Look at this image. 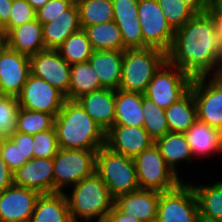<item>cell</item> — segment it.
<instances>
[{
  "label": "cell",
  "instance_id": "cell-1",
  "mask_svg": "<svg viewBox=\"0 0 222 222\" xmlns=\"http://www.w3.org/2000/svg\"><path fill=\"white\" fill-rule=\"evenodd\" d=\"M222 42L208 12L195 14L175 30L167 61L192 78L219 76Z\"/></svg>",
  "mask_w": 222,
  "mask_h": 222
},
{
  "label": "cell",
  "instance_id": "cell-2",
  "mask_svg": "<svg viewBox=\"0 0 222 222\" xmlns=\"http://www.w3.org/2000/svg\"><path fill=\"white\" fill-rule=\"evenodd\" d=\"M54 128L59 148L98 150L105 145V132L77 100H65Z\"/></svg>",
  "mask_w": 222,
  "mask_h": 222
},
{
  "label": "cell",
  "instance_id": "cell-3",
  "mask_svg": "<svg viewBox=\"0 0 222 222\" xmlns=\"http://www.w3.org/2000/svg\"><path fill=\"white\" fill-rule=\"evenodd\" d=\"M68 189L69 194L66 189L64 194L72 222H105L114 207L115 198L96 173Z\"/></svg>",
  "mask_w": 222,
  "mask_h": 222
},
{
  "label": "cell",
  "instance_id": "cell-4",
  "mask_svg": "<svg viewBox=\"0 0 222 222\" xmlns=\"http://www.w3.org/2000/svg\"><path fill=\"white\" fill-rule=\"evenodd\" d=\"M167 61V53L155 47L123 51L120 90L144 94L151 79Z\"/></svg>",
  "mask_w": 222,
  "mask_h": 222
},
{
  "label": "cell",
  "instance_id": "cell-5",
  "mask_svg": "<svg viewBox=\"0 0 222 222\" xmlns=\"http://www.w3.org/2000/svg\"><path fill=\"white\" fill-rule=\"evenodd\" d=\"M95 173L114 198L140 188L133 158L116 153L105 145L96 152Z\"/></svg>",
  "mask_w": 222,
  "mask_h": 222
},
{
  "label": "cell",
  "instance_id": "cell-6",
  "mask_svg": "<svg viewBox=\"0 0 222 222\" xmlns=\"http://www.w3.org/2000/svg\"><path fill=\"white\" fill-rule=\"evenodd\" d=\"M98 150L59 148L53 157V193L64 192L95 173Z\"/></svg>",
  "mask_w": 222,
  "mask_h": 222
},
{
  "label": "cell",
  "instance_id": "cell-7",
  "mask_svg": "<svg viewBox=\"0 0 222 222\" xmlns=\"http://www.w3.org/2000/svg\"><path fill=\"white\" fill-rule=\"evenodd\" d=\"M133 161L140 189L169 191L184 181L167 165L155 143Z\"/></svg>",
  "mask_w": 222,
  "mask_h": 222
},
{
  "label": "cell",
  "instance_id": "cell-8",
  "mask_svg": "<svg viewBox=\"0 0 222 222\" xmlns=\"http://www.w3.org/2000/svg\"><path fill=\"white\" fill-rule=\"evenodd\" d=\"M156 222H201L198 202L190 183L160 192Z\"/></svg>",
  "mask_w": 222,
  "mask_h": 222
},
{
  "label": "cell",
  "instance_id": "cell-9",
  "mask_svg": "<svg viewBox=\"0 0 222 222\" xmlns=\"http://www.w3.org/2000/svg\"><path fill=\"white\" fill-rule=\"evenodd\" d=\"M192 77L166 61L151 79L144 96L161 108H168L189 89Z\"/></svg>",
  "mask_w": 222,
  "mask_h": 222
},
{
  "label": "cell",
  "instance_id": "cell-10",
  "mask_svg": "<svg viewBox=\"0 0 222 222\" xmlns=\"http://www.w3.org/2000/svg\"><path fill=\"white\" fill-rule=\"evenodd\" d=\"M138 19L143 35V48L155 47L168 52L175 30L167 22L157 0H139Z\"/></svg>",
  "mask_w": 222,
  "mask_h": 222
},
{
  "label": "cell",
  "instance_id": "cell-11",
  "mask_svg": "<svg viewBox=\"0 0 222 222\" xmlns=\"http://www.w3.org/2000/svg\"><path fill=\"white\" fill-rule=\"evenodd\" d=\"M190 89L197 107V119L222 131V76L195 77Z\"/></svg>",
  "mask_w": 222,
  "mask_h": 222
},
{
  "label": "cell",
  "instance_id": "cell-12",
  "mask_svg": "<svg viewBox=\"0 0 222 222\" xmlns=\"http://www.w3.org/2000/svg\"><path fill=\"white\" fill-rule=\"evenodd\" d=\"M17 99L23 109L45 112L56 117L66 97L44 79L30 73Z\"/></svg>",
  "mask_w": 222,
  "mask_h": 222
},
{
  "label": "cell",
  "instance_id": "cell-13",
  "mask_svg": "<svg viewBox=\"0 0 222 222\" xmlns=\"http://www.w3.org/2000/svg\"><path fill=\"white\" fill-rule=\"evenodd\" d=\"M31 74L44 79L68 99L71 65L57 49H45L29 56Z\"/></svg>",
  "mask_w": 222,
  "mask_h": 222
},
{
  "label": "cell",
  "instance_id": "cell-14",
  "mask_svg": "<svg viewBox=\"0 0 222 222\" xmlns=\"http://www.w3.org/2000/svg\"><path fill=\"white\" fill-rule=\"evenodd\" d=\"M30 73L29 56L4 43L0 48V95L18 97Z\"/></svg>",
  "mask_w": 222,
  "mask_h": 222
},
{
  "label": "cell",
  "instance_id": "cell-15",
  "mask_svg": "<svg viewBox=\"0 0 222 222\" xmlns=\"http://www.w3.org/2000/svg\"><path fill=\"white\" fill-rule=\"evenodd\" d=\"M40 193L12 185L0 192V222H30Z\"/></svg>",
  "mask_w": 222,
  "mask_h": 222
},
{
  "label": "cell",
  "instance_id": "cell-16",
  "mask_svg": "<svg viewBox=\"0 0 222 222\" xmlns=\"http://www.w3.org/2000/svg\"><path fill=\"white\" fill-rule=\"evenodd\" d=\"M154 144L143 126L113 125L105 133V146L110 150L134 158Z\"/></svg>",
  "mask_w": 222,
  "mask_h": 222
},
{
  "label": "cell",
  "instance_id": "cell-17",
  "mask_svg": "<svg viewBox=\"0 0 222 222\" xmlns=\"http://www.w3.org/2000/svg\"><path fill=\"white\" fill-rule=\"evenodd\" d=\"M53 158H32L13 173L14 185L40 194L53 193Z\"/></svg>",
  "mask_w": 222,
  "mask_h": 222
},
{
  "label": "cell",
  "instance_id": "cell-18",
  "mask_svg": "<svg viewBox=\"0 0 222 222\" xmlns=\"http://www.w3.org/2000/svg\"><path fill=\"white\" fill-rule=\"evenodd\" d=\"M160 191L138 189L115 198L114 205L123 213L131 215L141 222H154L157 217V207Z\"/></svg>",
  "mask_w": 222,
  "mask_h": 222
},
{
  "label": "cell",
  "instance_id": "cell-19",
  "mask_svg": "<svg viewBox=\"0 0 222 222\" xmlns=\"http://www.w3.org/2000/svg\"><path fill=\"white\" fill-rule=\"evenodd\" d=\"M193 157L205 159L222 155V131L196 120L184 133Z\"/></svg>",
  "mask_w": 222,
  "mask_h": 222
},
{
  "label": "cell",
  "instance_id": "cell-20",
  "mask_svg": "<svg viewBox=\"0 0 222 222\" xmlns=\"http://www.w3.org/2000/svg\"><path fill=\"white\" fill-rule=\"evenodd\" d=\"M83 109L106 133L115 121V90L103 88L77 99Z\"/></svg>",
  "mask_w": 222,
  "mask_h": 222
},
{
  "label": "cell",
  "instance_id": "cell-21",
  "mask_svg": "<svg viewBox=\"0 0 222 222\" xmlns=\"http://www.w3.org/2000/svg\"><path fill=\"white\" fill-rule=\"evenodd\" d=\"M4 43L11 49L28 56L45 50L41 22L35 18L12 28L4 36Z\"/></svg>",
  "mask_w": 222,
  "mask_h": 222
},
{
  "label": "cell",
  "instance_id": "cell-22",
  "mask_svg": "<svg viewBox=\"0 0 222 222\" xmlns=\"http://www.w3.org/2000/svg\"><path fill=\"white\" fill-rule=\"evenodd\" d=\"M80 29L79 10L75 3L56 19L42 25L45 49H57L70 35Z\"/></svg>",
  "mask_w": 222,
  "mask_h": 222
},
{
  "label": "cell",
  "instance_id": "cell-23",
  "mask_svg": "<svg viewBox=\"0 0 222 222\" xmlns=\"http://www.w3.org/2000/svg\"><path fill=\"white\" fill-rule=\"evenodd\" d=\"M123 51L93 50L89 63L96 71L103 88L118 90L122 75Z\"/></svg>",
  "mask_w": 222,
  "mask_h": 222
},
{
  "label": "cell",
  "instance_id": "cell-24",
  "mask_svg": "<svg viewBox=\"0 0 222 222\" xmlns=\"http://www.w3.org/2000/svg\"><path fill=\"white\" fill-rule=\"evenodd\" d=\"M154 143L164 161L179 177H181L180 171L177 169L180 162H187L188 165L195 162L184 133L168 132L163 137L156 139Z\"/></svg>",
  "mask_w": 222,
  "mask_h": 222
},
{
  "label": "cell",
  "instance_id": "cell-25",
  "mask_svg": "<svg viewBox=\"0 0 222 222\" xmlns=\"http://www.w3.org/2000/svg\"><path fill=\"white\" fill-rule=\"evenodd\" d=\"M221 179L208 185L190 183L197 198L201 222H222Z\"/></svg>",
  "mask_w": 222,
  "mask_h": 222
},
{
  "label": "cell",
  "instance_id": "cell-26",
  "mask_svg": "<svg viewBox=\"0 0 222 222\" xmlns=\"http://www.w3.org/2000/svg\"><path fill=\"white\" fill-rule=\"evenodd\" d=\"M30 222H72L64 192L40 194Z\"/></svg>",
  "mask_w": 222,
  "mask_h": 222
},
{
  "label": "cell",
  "instance_id": "cell-27",
  "mask_svg": "<svg viewBox=\"0 0 222 222\" xmlns=\"http://www.w3.org/2000/svg\"><path fill=\"white\" fill-rule=\"evenodd\" d=\"M142 93L115 90L114 125L143 126Z\"/></svg>",
  "mask_w": 222,
  "mask_h": 222
},
{
  "label": "cell",
  "instance_id": "cell-28",
  "mask_svg": "<svg viewBox=\"0 0 222 222\" xmlns=\"http://www.w3.org/2000/svg\"><path fill=\"white\" fill-rule=\"evenodd\" d=\"M169 132L185 133L197 120V107L189 89L180 99L165 109Z\"/></svg>",
  "mask_w": 222,
  "mask_h": 222
},
{
  "label": "cell",
  "instance_id": "cell-29",
  "mask_svg": "<svg viewBox=\"0 0 222 222\" xmlns=\"http://www.w3.org/2000/svg\"><path fill=\"white\" fill-rule=\"evenodd\" d=\"M93 50L124 51L120 29L114 21L87 26L83 29Z\"/></svg>",
  "mask_w": 222,
  "mask_h": 222
},
{
  "label": "cell",
  "instance_id": "cell-30",
  "mask_svg": "<svg viewBox=\"0 0 222 222\" xmlns=\"http://www.w3.org/2000/svg\"><path fill=\"white\" fill-rule=\"evenodd\" d=\"M103 89L99 77L88 62L71 65L68 100H77L81 96Z\"/></svg>",
  "mask_w": 222,
  "mask_h": 222
},
{
  "label": "cell",
  "instance_id": "cell-31",
  "mask_svg": "<svg viewBox=\"0 0 222 222\" xmlns=\"http://www.w3.org/2000/svg\"><path fill=\"white\" fill-rule=\"evenodd\" d=\"M81 29L114 19L112 0H77Z\"/></svg>",
  "mask_w": 222,
  "mask_h": 222
},
{
  "label": "cell",
  "instance_id": "cell-32",
  "mask_svg": "<svg viewBox=\"0 0 222 222\" xmlns=\"http://www.w3.org/2000/svg\"><path fill=\"white\" fill-rule=\"evenodd\" d=\"M57 50L69 65L88 62L93 52L87 34L83 29L70 35Z\"/></svg>",
  "mask_w": 222,
  "mask_h": 222
},
{
  "label": "cell",
  "instance_id": "cell-33",
  "mask_svg": "<svg viewBox=\"0 0 222 222\" xmlns=\"http://www.w3.org/2000/svg\"><path fill=\"white\" fill-rule=\"evenodd\" d=\"M55 117L52 114L19 108L16 132L35 135L54 127Z\"/></svg>",
  "mask_w": 222,
  "mask_h": 222
},
{
  "label": "cell",
  "instance_id": "cell-34",
  "mask_svg": "<svg viewBox=\"0 0 222 222\" xmlns=\"http://www.w3.org/2000/svg\"><path fill=\"white\" fill-rule=\"evenodd\" d=\"M142 111L144 116L143 128L154 141L169 132L165 109L157 106L152 100L144 95Z\"/></svg>",
  "mask_w": 222,
  "mask_h": 222
},
{
  "label": "cell",
  "instance_id": "cell-35",
  "mask_svg": "<svg viewBox=\"0 0 222 222\" xmlns=\"http://www.w3.org/2000/svg\"><path fill=\"white\" fill-rule=\"evenodd\" d=\"M19 108L17 97L0 95V140L10 139L16 132Z\"/></svg>",
  "mask_w": 222,
  "mask_h": 222
},
{
  "label": "cell",
  "instance_id": "cell-36",
  "mask_svg": "<svg viewBox=\"0 0 222 222\" xmlns=\"http://www.w3.org/2000/svg\"><path fill=\"white\" fill-rule=\"evenodd\" d=\"M167 22L176 30L189 21L195 13L181 0H157Z\"/></svg>",
  "mask_w": 222,
  "mask_h": 222
},
{
  "label": "cell",
  "instance_id": "cell-37",
  "mask_svg": "<svg viewBox=\"0 0 222 222\" xmlns=\"http://www.w3.org/2000/svg\"><path fill=\"white\" fill-rule=\"evenodd\" d=\"M32 147L34 158H53L59 150L55 128L33 135Z\"/></svg>",
  "mask_w": 222,
  "mask_h": 222
},
{
  "label": "cell",
  "instance_id": "cell-38",
  "mask_svg": "<svg viewBox=\"0 0 222 222\" xmlns=\"http://www.w3.org/2000/svg\"><path fill=\"white\" fill-rule=\"evenodd\" d=\"M36 18V11L26 0H13L9 23L3 28L5 36L12 28Z\"/></svg>",
  "mask_w": 222,
  "mask_h": 222
},
{
  "label": "cell",
  "instance_id": "cell-39",
  "mask_svg": "<svg viewBox=\"0 0 222 222\" xmlns=\"http://www.w3.org/2000/svg\"><path fill=\"white\" fill-rule=\"evenodd\" d=\"M75 3V0H49L36 11V18L43 25L56 19L61 13L70 9Z\"/></svg>",
  "mask_w": 222,
  "mask_h": 222
},
{
  "label": "cell",
  "instance_id": "cell-40",
  "mask_svg": "<svg viewBox=\"0 0 222 222\" xmlns=\"http://www.w3.org/2000/svg\"><path fill=\"white\" fill-rule=\"evenodd\" d=\"M139 0H112L115 23L139 22Z\"/></svg>",
  "mask_w": 222,
  "mask_h": 222
},
{
  "label": "cell",
  "instance_id": "cell-41",
  "mask_svg": "<svg viewBox=\"0 0 222 222\" xmlns=\"http://www.w3.org/2000/svg\"><path fill=\"white\" fill-rule=\"evenodd\" d=\"M0 156L13 173L27 162L19 146L10 139L0 140Z\"/></svg>",
  "mask_w": 222,
  "mask_h": 222
},
{
  "label": "cell",
  "instance_id": "cell-42",
  "mask_svg": "<svg viewBox=\"0 0 222 222\" xmlns=\"http://www.w3.org/2000/svg\"><path fill=\"white\" fill-rule=\"evenodd\" d=\"M126 49L143 48V35L139 22L116 23Z\"/></svg>",
  "mask_w": 222,
  "mask_h": 222
},
{
  "label": "cell",
  "instance_id": "cell-43",
  "mask_svg": "<svg viewBox=\"0 0 222 222\" xmlns=\"http://www.w3.org/2000/svg\"><path fill=\"white\" fill-rule=\"evenodd\" d=\"M10 140L16 145L19 146L21 151L23 152V157L26 158V160H30L33 157V135L24 134L20 132H15Z\"/></svg>",
  "mask_w": 222,
  "mask_h": 222
},
{
  "label": "cell",
  "instance_id": "cell-44",
  "mask_svg": "<svg viewBox=\"0 0 222 222\" xmlns=\"http://www.w3.org/2000/svg\"><path fill=\"white\" fill-rule=\"evenodd\" d=\"M207 12L214 21L216 34L222 42V8L218 7L212 0H210Z\"/></svg>",
  "mask_w": 222,
  "mask_h": 222
},
{
  "label": "cell",
  "instance_id": "cell-45",
  "mask_svg": "<svg viewBox=\"0 0 222 222\" xmlns=\"http://www.w3.org/2000/svg\"><path fill=\"white\" fill-rule=\"evenodd\" d=\"M14 184L13 172L0 156V192Z\"/></svg>",
  "mask_w": 222,
  "mask_h": 222
},
{
  "label": "cell",
  "instance_id": "cell-46",
  "mask_svg": "<svg viewBox=\"0 0 222 222\" xmlns=\"http://www.w3.org/2000/svg\"><path fill=\"white\" fill-rule=\"evenodd\" d=\"M105 222H141L140 220L121 212L115 205L108 213Z\"/></svg>",
  "mask_w": 222,
  "mask_h": 222
},
{
  "label": "cell",
  "instance_id": "cell-47",
  "mask_svg": "<svg viewBox=\"0 0 222 222\" xmlns=\"http://www.w3.org/2000/svg\"><path fill=\"white\" fill-rule=\"evenodd\" d=\"M13 0H0V27L3 29L10 19Z\"/></svg>",
  "mask_w": 222,
  "mask_h": 222
},
{
  "label": "cell",
  "instance_id": "cell-48",
  "mask_svg": "<svg viewBox=\"0 0 222 222\" xmlns=\"http://www.w3.org/2000/svg\"><path fill=\"white\" fill-rule=\"evenodd\" d=\"M185 2L186 6L190 8L195 14H204L207 12V7L210 0H181Z\"/></svg>",
  "mask_w": 222,
  "mask_h": 222
},
{
  "label": "cell",
  "instance_id": "cell-49",
  "mask_svg": "<svg viewBox=\"0 0 222 222\" xmlns=\"http://www.w3.org/2000/svg\"><path fill=\"white\" fill-rule=\"evenodd\" d=\"M35 11L39 10L49 0H26Z\"/></svg>",
  "mask_w": 222,
  "mask_h": 222
},
{
  "label": "cell",
  "instance_id": "cell-50",
  "mask_svg": "<svg viewBox=\"0 0 222 222\" xmlns=\"http://www.w3.org/2000/svg\"><path fill=\"white\" fill-rule=\"evenodd\" d=\"M218 7L222 8V0H212Z\"/></svg>",
  "mask_w": 222,
  "mask_h": 222
},
{
  "label": "cell",
  "instance_id": "cell-51",
  "mask_svg": "<svg viewBox=\"0 0 222 222\" xmlns=\"http://www.w3.org/2000/svg\"><path fill=\"white\" fill-rule=\"evenodd\" d=\"M219 76H222V59L220 61V65H219Z\"/></svg>",
  "mask_w": 222,
  "mask_h": 222
},
{
  "label": "cell",
  "instance_id": "cell-52",
  "mask_svg": "<svg viewBox=\"0 0 222 222\" xmlns=\"http://www.w3.org/2000/svg\"><path fill=\"white\" fill-rule=\"evenodd\" d=\"M3 44H4V36L0 35V48L2 47Z\"/></svg>",
  "mask_w": 222,
  "mask_h": 222
},
{
  "label": "cell",
  "instance_id": "cell-53",
  "mask_svg": "<svg viewBox=\"0 0 222 222\" xmlns=\"http://www.w3.org/2000/svg\"><path fill=\"white\" fill-rule=\"evenodd\" d=\"M0 35H3V29L0 27Z\"/></svg>",
  "mask_w": 222,
  "mask_h": 222
}]
</instances>
